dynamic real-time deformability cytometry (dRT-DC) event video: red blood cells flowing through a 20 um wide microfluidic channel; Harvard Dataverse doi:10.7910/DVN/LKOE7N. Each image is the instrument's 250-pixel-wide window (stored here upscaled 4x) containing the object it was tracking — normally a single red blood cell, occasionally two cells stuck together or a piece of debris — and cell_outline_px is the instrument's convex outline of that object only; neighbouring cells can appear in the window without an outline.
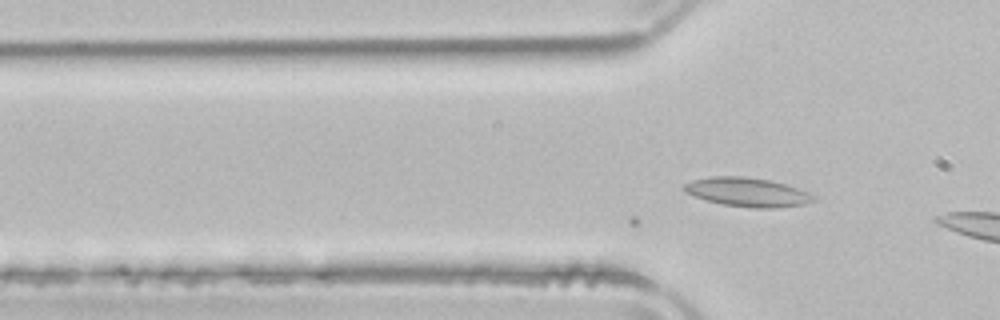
{"species": "common noctule bat (a hibernating species)", "species_latin": "Nyctalus noctula", "temperature_condition": "room temperature", "stored_images_in_passage": 8, "camera_frame_rate_fps": 3000, "um_per_image_px": 0.085, "animal": {"sex": "male", "body_mass_g": 21.5, "forearm_length_mm": 52.0}, "frame": {"image": 1, "passage_image": 8, "time_ms": 2.333, "image_size_px": [1000, 320], "cell_outline_px": [[816, 200], [804, 204], [780, 208], [752, 208], [724, 204], [708, 200], [684, 192], [684, 184], [692, 180], [712, 176], [744, 176], [768, 180], [784, 184], [796, 188], [812, 196]], "centroid_in_image_um": [63.5, 16.33], "position_along_channel_um": 62.3, "area_um2": 21.44}}